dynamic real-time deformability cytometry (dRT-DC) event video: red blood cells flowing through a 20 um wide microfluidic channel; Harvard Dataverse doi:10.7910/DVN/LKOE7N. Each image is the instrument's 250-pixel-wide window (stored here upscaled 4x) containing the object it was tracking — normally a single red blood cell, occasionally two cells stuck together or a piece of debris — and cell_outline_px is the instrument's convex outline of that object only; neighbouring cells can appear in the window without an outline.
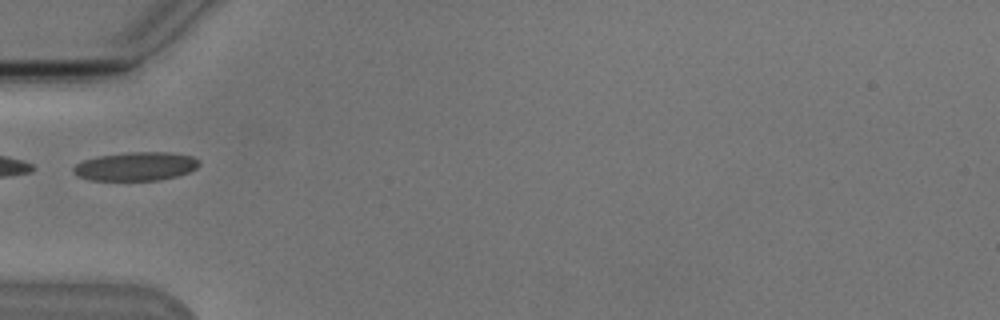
{"species": "Egyptian fruit bat (a non-hibernating species)", "species_latin": "Rousettus aegyptiacus", "temperature_condition": "cold", "stored_images_in_passage": 6, "camera_frame_rate_fps": 3000, "um_per_image_px": 0.085, "animal": {"sex": "male"}, "frame": {"image": 1, "passage_image": 5, "time_ms": 4.667, "image_size_px": [1000, 320], "cell_outline_px": [[200, 164], [196, 168], [188, 172], [176, 176], [160, 180], [88, 180], [76, 176], [72, 172], [72, 168], [76, 164], [84, 160], [96, 156], [128, 152], [168, 152], [192, 156], [200, 160]], "centroid_in_image_um": [11.51, 14.14], "position_along_channel_um": 73.5, "area_um2": 21.15}}